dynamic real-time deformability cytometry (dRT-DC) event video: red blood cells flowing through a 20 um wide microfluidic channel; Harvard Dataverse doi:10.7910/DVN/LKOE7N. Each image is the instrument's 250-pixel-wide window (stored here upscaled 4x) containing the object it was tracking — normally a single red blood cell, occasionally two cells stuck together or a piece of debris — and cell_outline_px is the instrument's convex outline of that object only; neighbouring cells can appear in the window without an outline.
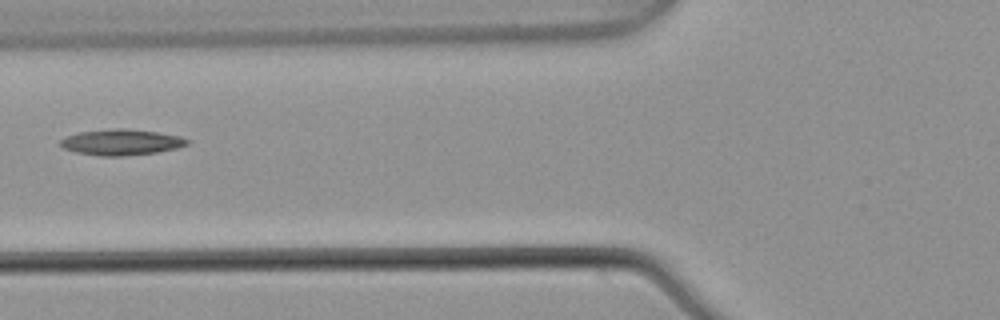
{"species": "common noctule bat (a hibernating species)", "species_latin": "Nyctalus noctula", "temperature_condition": "warm", "stored_images_in_passage": 3, "camera_frame_rate_fps": 3000, "um_per_image_px": 0.085, "animal": {"sex": "male", "body_mass_g": 21.5, "forearm_length_mm": 52.0}, "frame": {"image": 1, "passage_image": 3, "time_ms": 0.667, "image_size_px": [1000, 320], "cell_outline_px": [[192, 140], [188, 144], [176, 148], [156, 152], [120, 156], [100, 156], [76, 152], [64, 148], [56, 144], [60, 140], [68, 136], [80, 132], [116, 128], [124, 128], [156, 132], [180, 136]], "centroid_in_image_um": [10.31, 12.08], "position_along_channel_um": 115.5, "area_um2": 19.02}}